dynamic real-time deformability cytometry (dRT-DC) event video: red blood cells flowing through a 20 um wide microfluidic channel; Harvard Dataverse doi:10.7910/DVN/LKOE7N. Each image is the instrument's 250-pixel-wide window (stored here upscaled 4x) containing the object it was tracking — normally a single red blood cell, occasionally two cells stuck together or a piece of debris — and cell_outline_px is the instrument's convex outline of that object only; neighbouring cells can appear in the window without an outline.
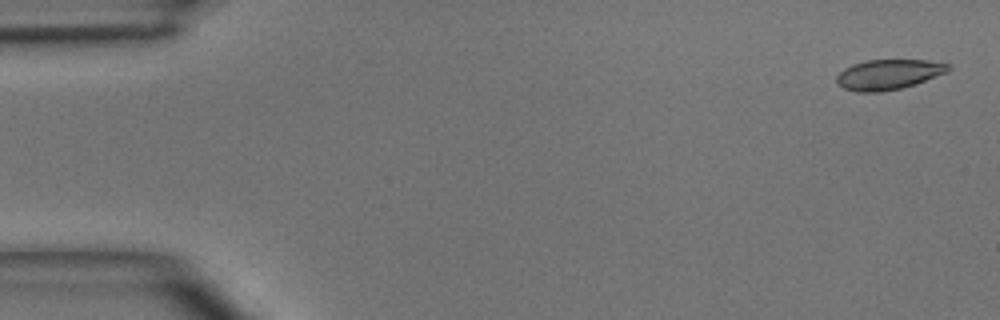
{"species": "common noctule bat (a hibernating species)", "species_latin": "Nyctalus noctula", "temperature_condition": "room temperature", "stored_images_in_passage": 4, "camera_frame_rate_fps": 3000, "um_per_image_px": 0.085, "animal": {"sex": "male", "body_mass_g": 15.6}, "frame": {"image": 1, "passage_image": 1, "time_ms": 0.0, "image_size_px": [1000, 320], "cell_outline_px": [[952, 68], [948, 72], [916, 84], [900, 88], [880, 92], [856, 92], [844, 88], [836, 84], [836, 76], [844, 68], [852, 64], [864, 60], [928, 60], [948, 64]], "centroid_in_image_um": [75.51, 6.33], "position_along_channel_um": 9.5, "area_um2": 19.77}}
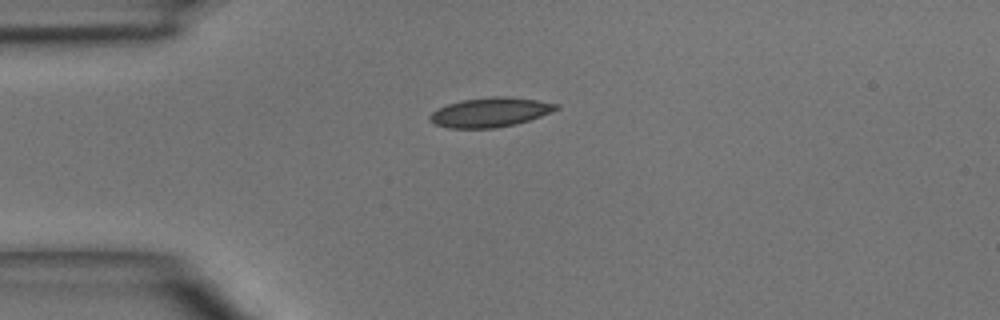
{"frame": {"image": 2, "passage_image": 3, "time_ms": 3.333, "image_size_px": [1000, 320], "cell_outline_px": [[560, 108], [540, 116], [516, 124], [496, 128], [448, 128], [436, 124], [428, 120], [428, 116], [432, 112], [448, 104], [460, 100], [496, 96], [504, 96], [536, 100], [560, 104]], "centroid_in_image_um": [41.66, 9.54], "position_along_channel_um": 43.3, "area_um2": 21.56}}